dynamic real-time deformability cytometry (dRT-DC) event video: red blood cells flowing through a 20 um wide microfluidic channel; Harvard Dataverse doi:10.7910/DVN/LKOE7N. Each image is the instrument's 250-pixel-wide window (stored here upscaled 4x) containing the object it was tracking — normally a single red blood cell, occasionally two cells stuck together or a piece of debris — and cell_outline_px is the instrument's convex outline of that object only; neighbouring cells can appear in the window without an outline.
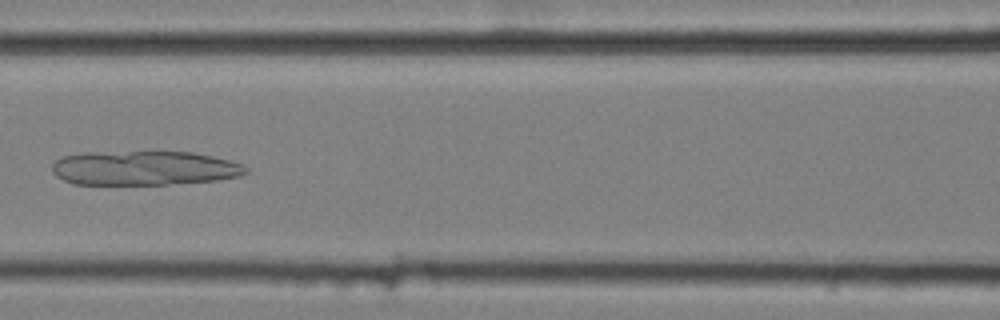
{"species": "common noctule bat (a hibernating species)", "species_latin": "Nyctalus noctula", "temperature_condition": "cold", "stored_images_in_passage": 15, "camera_frame_rate_fps": 3000, "um_per_image_px": 0.085, "animal": {"sex": "female", "body_mass_g": 25.1}, "frame": {"image": 1, "passage_image": 7, "time_ms": 2.0, "image_size_px": [1000, 320], "cell_outline_px": [[248, 172], [240, 176], [216, 180], [168, 184], [72, 184], [56, 176], [52, 172], [52, 164], [56, 160], [64, 156], [84, 152], [192, 152], [212, 156], [244, 164], [248, 168]], "centroid_in_image_um": [12.26, 14.28], "position_along_channel_um": 154.3, "area_um2": 38.78}}
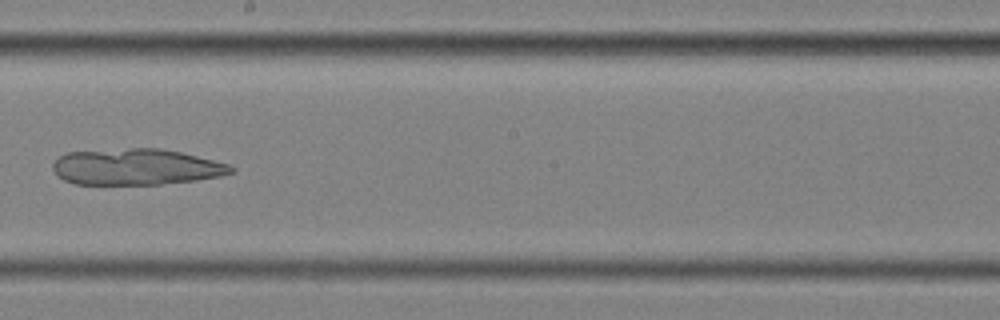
{"frame": {"image": 2, "passage_image": 9, "time_ms": 2.667, "image_size_px": [1000, 320], "cell_outline_px": [[236, 172], [220, 176], [196, 180], [160, 184], [72, 184], [64, 180], [52, 168], [52, 164], [60, 156], [68, 152], [128, 148], [160, 148], [180, 152], [228, 164], [236, 168]], "centroid_in_image_um": [11.58, 14.19], "position_along_channel_um": 236.6, "area_um2": 37.45}}